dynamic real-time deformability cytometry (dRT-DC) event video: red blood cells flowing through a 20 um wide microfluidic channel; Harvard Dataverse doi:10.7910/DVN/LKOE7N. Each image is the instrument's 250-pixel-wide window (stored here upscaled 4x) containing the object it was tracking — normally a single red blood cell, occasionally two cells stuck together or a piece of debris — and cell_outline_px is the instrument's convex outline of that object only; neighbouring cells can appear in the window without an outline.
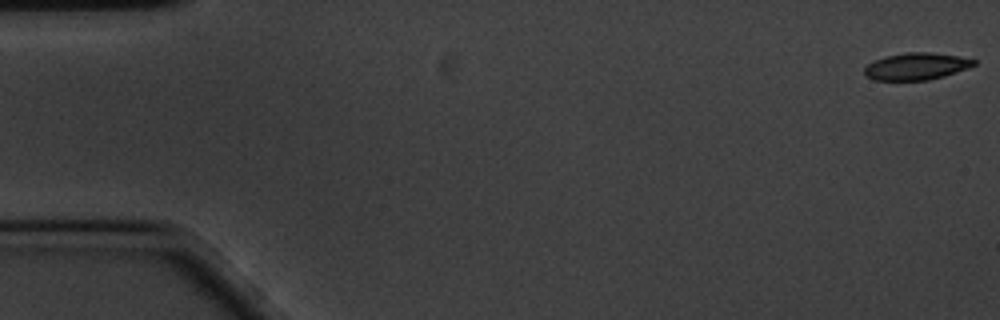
{"species": "common noctule bat (a hibernating species)", "species_latin": "Nyctalus noctula", "temperature_condition": "cold", "stored_images_in_passage": 58, "camera_frame_rate_fps": 3000, "um_per_image_px": 0.085, "animal": {"sex": "male", "body_mass_g": 20.1, "forearm_length_mm": 53.5}, "frame": {"image": 1, "passage_image": 1, "time_ms": 0.0, "image_size_px": [1000, 320], "cell_outline_px": [[976, 64], [968, 68], [944, 76], [928, 80], [876, 80], [868, 76], [864, 72], [864, 68], [868, 64], [884, 56], [908, 52], [928, 52], [956, 56], [976, 60]], "centroid_in_image_um": [77.89, 5.64], "position_along_channel_um": 7.1, "area_um2": 16.99}}
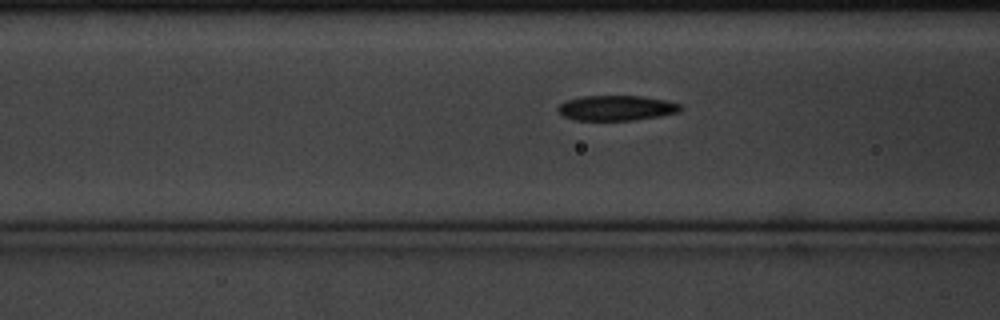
{"frame": {"image": 2, "passage_image": 22, "time_ms": 7.0, "image_size_px": [1000, 320], "cell_outline_px": [[684, 108], [676, 112], [660, 116], [632, 120], [576, 120], [564, 116], [556, 108], [564, 100], [584, 96], [640, 96], [664, 100], [680, 104]], "centroid_in_image_um": [52.37, 9.17], "position_along_channel_um": 114.2, "area_um2": 17.8}}
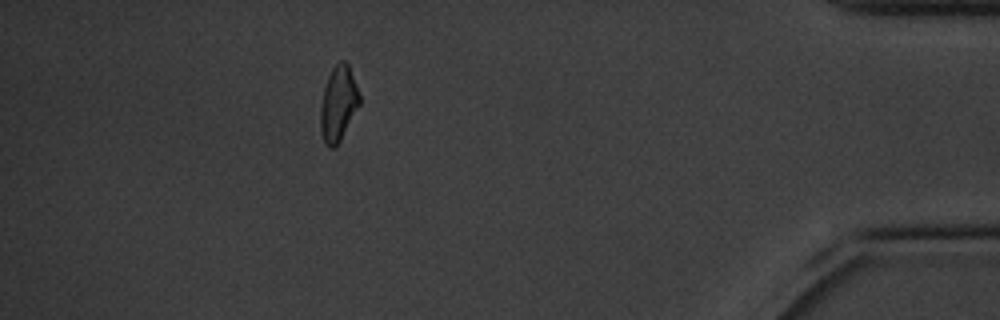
{"frame": {"image": 3, "passage_image": 52, "time_ms": 17.0, "image_size_px": [1000, 320], "cell_outline_px": [[360, 104], [340, 140], [332, 148], [328, 148], [324, 144], [320, 132], [320, 108], [324, 88], [328, 76], [332, 68], [340, 60], [344, 60], [348, 64], [356, 84], [360, 96]], "centroid_in_image_um": [28.74, 8.82], "position_along_channel_um": 406.5, "area_um2": 17.05}, "authors_computed_cell_mechanics": {"area_um2": 18.0336, "velocity_mm_per_s": 3.4267, "shape_relaxation_time_tau1_ms": 3.5355, "shape_relaxation_time_tau2_ms": null, "deformation_change_tau1": 0.1255, "deformation_change_tau2": null}}